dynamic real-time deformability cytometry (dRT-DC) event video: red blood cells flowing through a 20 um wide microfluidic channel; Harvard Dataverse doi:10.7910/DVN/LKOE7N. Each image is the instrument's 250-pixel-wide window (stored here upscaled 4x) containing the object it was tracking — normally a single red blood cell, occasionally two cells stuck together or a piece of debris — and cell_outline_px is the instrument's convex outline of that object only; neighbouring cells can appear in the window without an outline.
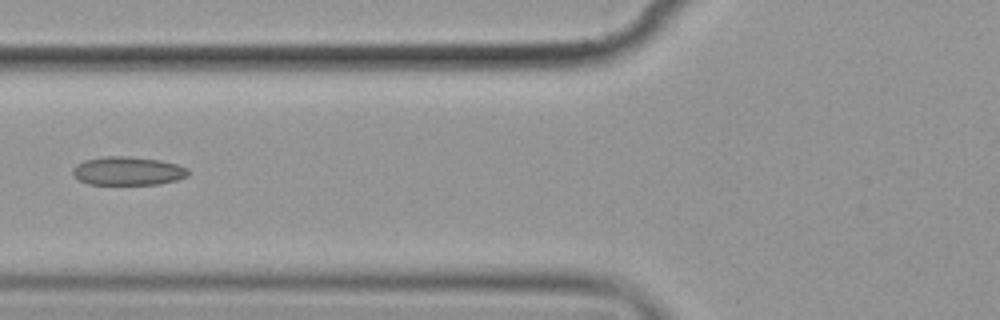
{"species": "common noctule bat (a hibernating species)", "species_latin": "Nyctalus noctula", "temperature_condition": "cold", "stored_images_in_passage": 6, "camera_frame_rate_fps": 3000, "um_per_image_px": 0.085, "animal": {"sex": "female", "body_mass_g": 19.9}, "frame": {"image": 1, "passage_image": 4, "time_ms": 3.667, "image_size_px": [1000, 320], "cell_outline_px": [[188, 176], [176, 180], [160, 184], [88, 184], [80, 180], [72, 172], [72, 168], [76, 164], [84, 160], [104, 156], [128, 156], [160, 160], [176, 164], [188, 168]], "centroid_in_image_um": [10.86, 14.52], "position_along_channel_um": 114.9, "area_um2": 19.19}}
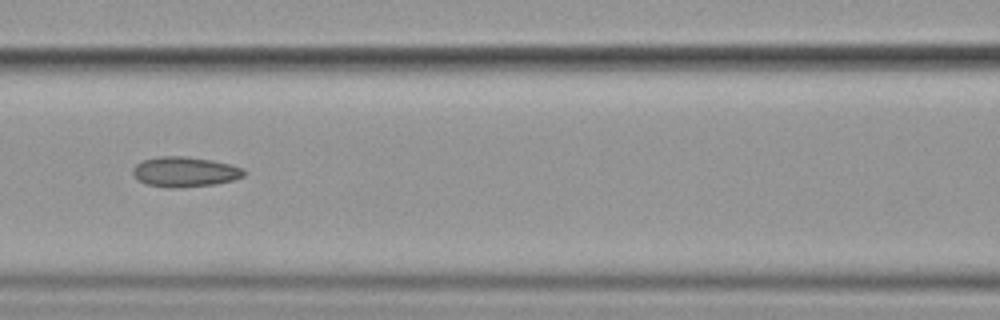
{"frame": {"image": 2, "passage_image": 5, "time_ms": 4.667, "image_size_px": [1000, 320], "cell_outline_px": [[248, 172], [244, 176], [232, 180], [216, 184], [176, 188], [168, 188], [148, 184], [140, 180], [132, 172], [132, 168], [136, 164], [144, 160], [160, 156], [188, 156], [212, 160], [232, 164], [244, 168]], "centroid_in_image_um": [15.77, 14.6], "position_along_channel_um": 150.8, "area_um2": 19.59}}
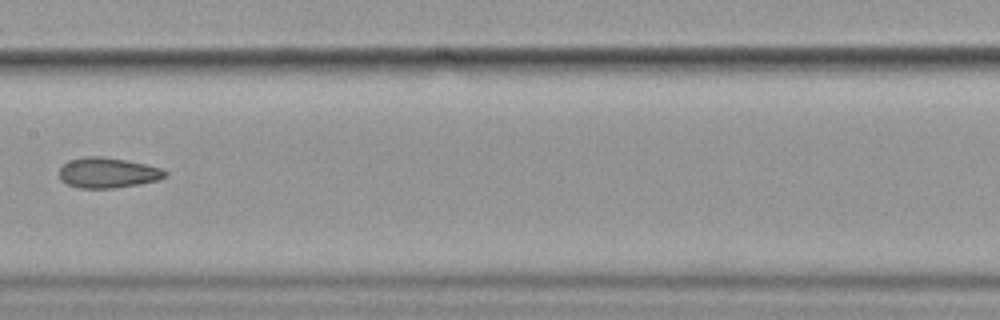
{"frame": {"image": 3, "passage_image": 6, "time_ms": 6.0, "image_size_px": [1000, 320], "cell_outline_px": [[168, 176], [156, 180], [140, 184], [112, 188], [80, 188], [68, 184], [60, 180], [60, 168], [68, 160], [88, 156], [100, 156], [128, 160], [160, 168], [168, 172]], "centroid_in_image_um": [9.16, 14.68], "position_along_channel_um": 198.2, "area_um2": 18.67}}